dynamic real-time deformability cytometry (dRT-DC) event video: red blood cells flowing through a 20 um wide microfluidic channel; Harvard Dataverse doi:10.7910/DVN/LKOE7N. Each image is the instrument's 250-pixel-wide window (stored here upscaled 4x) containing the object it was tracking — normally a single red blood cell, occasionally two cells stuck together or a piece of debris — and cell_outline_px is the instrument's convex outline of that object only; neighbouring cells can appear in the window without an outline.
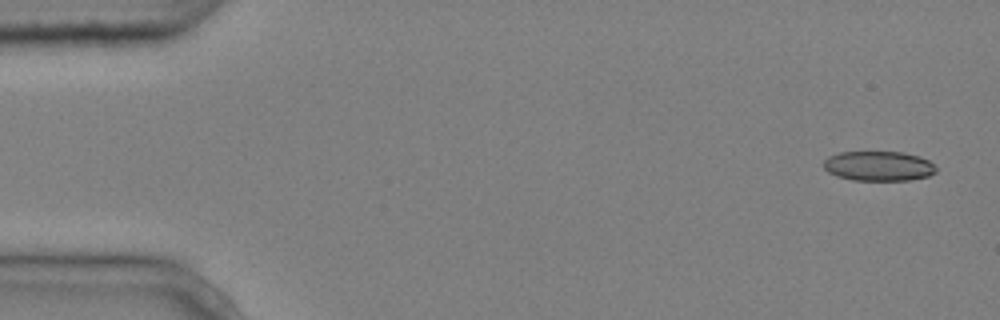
{"species": "common noctule bat (a hibernating species)", "species_latin": "Nyctalus noctula", "temperature_condition": "cold", "stored_images_in_passage": 6, "camera_frame_rate_fps": 3000, "um_per_image_px": 0.085, "animal": {"sex": "male", "body_mass_g": 20.4}, "frame": {"image": 1, "passage_image": 1, "time_ms": 0.0, "image_size_px": [1000, 320], "cell_outline_px": [[936, 172], [928, 176], [908, 180], [852, 180], [836, 176], [828, 172], [824, 168], [824, 160], [828, 156], [840, 152], [904, 152], [920, 156], [928, 160], [936, 168]], "centroid_in_image_um": [74.67, 14.11], "position_along_channel_um": 10.3, "area_um2": 19.54}}